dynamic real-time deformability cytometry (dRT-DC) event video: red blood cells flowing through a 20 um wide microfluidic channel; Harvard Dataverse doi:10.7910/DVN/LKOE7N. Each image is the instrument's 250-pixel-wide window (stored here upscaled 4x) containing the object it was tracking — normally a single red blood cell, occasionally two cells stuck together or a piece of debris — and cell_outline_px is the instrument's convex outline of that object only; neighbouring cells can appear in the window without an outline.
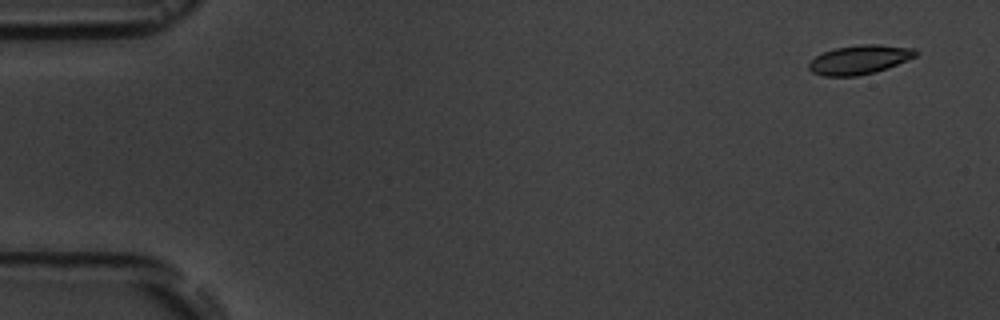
{"species": "common noctule bat (a hibernating species)", "species_latin": "Nyctalus noctula", "temperature_condition": "room temperature", "stored_images_in_passage": 5, "camera_frame_rate_fps": 3000, "um_per_image_px": 0.085, "animal": {"sex": "male", "body_mass_g": 19.5, "forearm_length_mm": 54.6}, "frame": {"image": 1, "passage_image": 1, "time_ms": 0.0, "image_size_px": [1000, 320], "cell_outline_px": [[920, 52], [916, 56], [888, 68], [876, 72], [856, 76], [824, 76], [812, 72], [808, 68], [808, 64], [816, 56], [824, 52], [836, 48], [860, 44], [876, 44], [916, 48]], "centroid_in_image_um": [73.09, 5.07], "position_along_channel_um": 11.9, "area_um2": 18.15}}
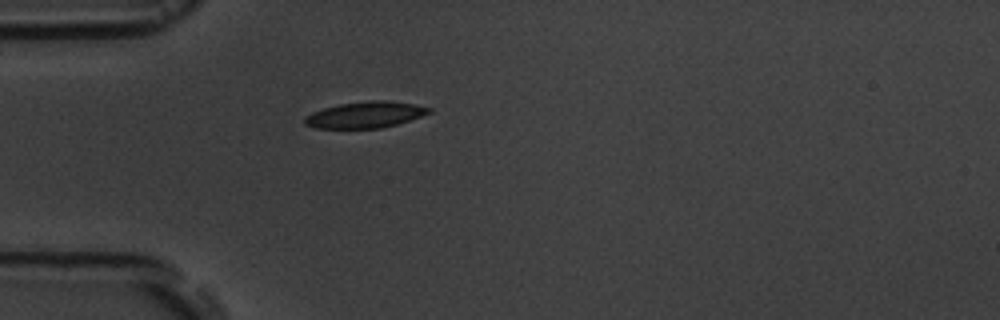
{"frame": {"image": 2, "passage_image": 5, "time_ms": 4.333, "image_size_px": [1000, 320], "cell_outline_px": [[432, 112], [396, 124], [380, 128], [316, 128], [304, 124], [304, 116], [312, 112], [324, 108], [340, 104], [368, 100], [384, 100], [412, 104], [432, 108]], "centroid_in_image_um": [31.01, 9.75], "position_along_channel_um": 54.0, "area_um2": 18.84}}